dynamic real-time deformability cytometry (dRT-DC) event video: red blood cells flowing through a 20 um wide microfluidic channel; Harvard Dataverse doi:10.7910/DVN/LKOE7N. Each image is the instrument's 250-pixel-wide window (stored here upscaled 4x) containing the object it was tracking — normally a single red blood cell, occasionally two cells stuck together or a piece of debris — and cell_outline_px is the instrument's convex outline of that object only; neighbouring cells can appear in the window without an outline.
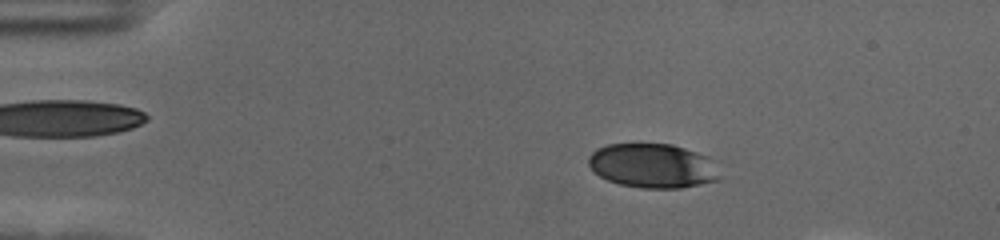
{"species": "human", "species_latin": "Homo sapiens", "temperature_condition": "cold", "stored_images_in_passage": 53, "camera_frame_rate_fps": 3000, "um_per_image_px": 0.085, "donor": {"sex": "female"}, "frame": {"image": 1, "passage_image": 10, "time_ms": 3.0, "image_size_px": [1000, 240], "cell_outline_px": [[724, 176], [720, 180], [680, 188], [640, 188], [620, 184], [608, 180], [600, 176], [588, 164], [588, 156], [596, 148], [608, 144], [672, 144], [724, 160]], "centroid_in_image_um": [55.68, 14.08], "position_along_channel_um": 29.3, "area_um2": 35.2}}
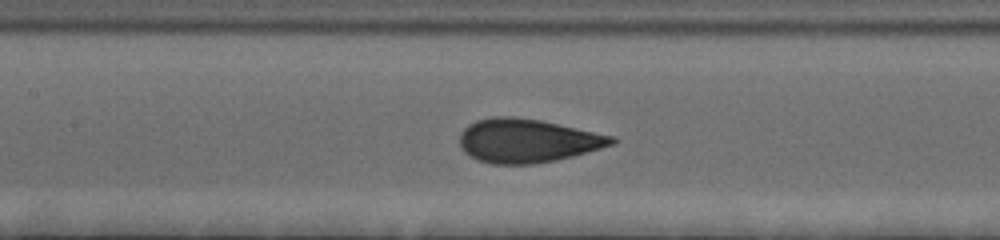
{"frame": {"image": 2, "passage_image": 27, "time_ms": 8.667, "image_size_px": [1000, 240], "cell_outline_px": [[620, 140], [616, 144], [572, 156], [556, 160], [532, 164], [492, 164], [476, 160], [468, 156], [460, 148], [460, 132], [468, 124], [476, 120], [492, 116], [512, 116], [540, 120], [616, 136]], "centroid_in_image_um": [44.83, 11.96], "position_along_channel_um": 162.6, "area_um2": 39.19}}
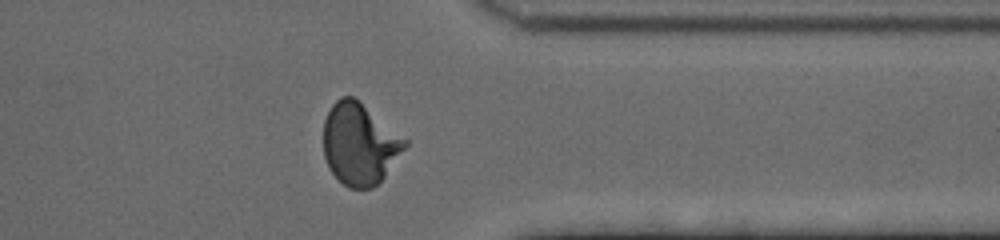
{"frame": {"image": 3, "passage_image": 46, "time_ms": 15.0, "image_size_px": [1000, 240], "cell_outline_px": [[408, 144], [384, 176], [372, 188], [348, 188], [328, 168], [324, 156], [324, 120], [332, 104], [340, 96], [352, 96], [408, 140]], "centroid_in_image_um": [30.55, 12.23], "position_along_channel_um": 380.9, "area_um2": 38.21}, "authors_computed_cell_mechanics": {"area_um2": 37.9746, "velocity_mm_per_s": 3.5287, "shape_relaxation_time_tau1_ms": 3.5205, "shape_relaxation_time_tau2_ms": null, "deformation_change_tau1": 0.1636, "deformation_change_tau2": null}}